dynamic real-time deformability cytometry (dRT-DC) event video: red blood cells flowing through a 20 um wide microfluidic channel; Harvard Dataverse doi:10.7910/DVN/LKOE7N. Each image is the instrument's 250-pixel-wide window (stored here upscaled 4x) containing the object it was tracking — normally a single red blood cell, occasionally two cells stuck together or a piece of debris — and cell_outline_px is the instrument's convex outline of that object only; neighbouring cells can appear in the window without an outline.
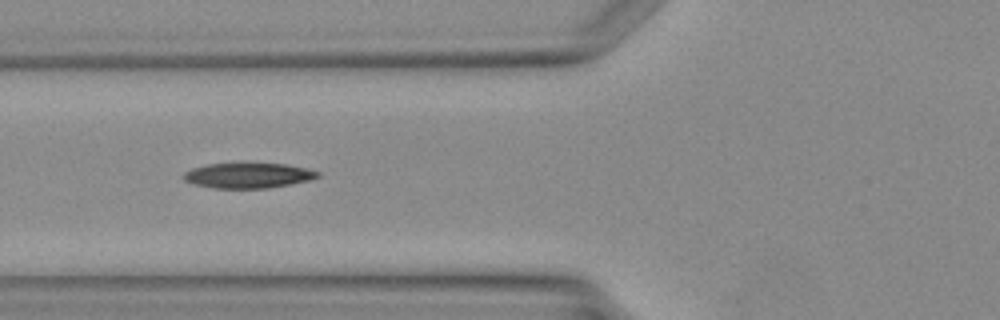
{"species": "Egyptian fruit bat (a non-hibernating species)", "species_latin": "Rousettus aegyptiacus", "temperature_condition": "warm", "stored_images_in_passage": 2, "camera_frame_rate_fps": 3000, "um_per_image_px": 0.085, "animal": {"sex": "female"}, "frame": {"image": 1, "passage_image": 2, "time_ms": 1.333, "image_size_px": [1000, 320], "cell_outline_px": [[320, 176], [308, 180], [292, 184], [268, 188], [212, 188], [192, 184], [184, 180], [184, 172], [192, 168], [208, 164], [288, 164], [320, 172]], "centroid_in_image_um": [21.07, 14.93], "position_along_channel_um": 104.7, "area_um2": 19.54}}